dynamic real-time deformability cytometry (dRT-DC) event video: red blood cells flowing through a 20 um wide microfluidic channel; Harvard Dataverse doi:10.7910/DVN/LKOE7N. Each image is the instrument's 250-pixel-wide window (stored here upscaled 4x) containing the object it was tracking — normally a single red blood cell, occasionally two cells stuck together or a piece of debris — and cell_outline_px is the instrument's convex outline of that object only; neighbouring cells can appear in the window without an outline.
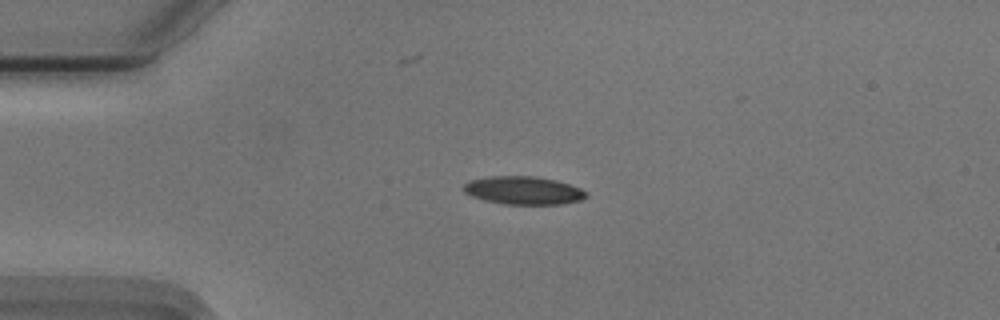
{"species": "Egyptian fruit bat (a non-hibernating species)", "species_latin": "Rousettus aegyptiacus", "temperature_condition": "cold", "stored_images_in_passage": 54, "camera_frame_rate_fps": 3000, "um_per_image_px": 0.085, "animal": {"sex": "male"}, "frame": {"image": 1, "passage_image": 12, "time_ms": 3.667, "image_size_px": [1000, 320], "cell_outline_px": [[588, 196], [580, 200], [560, 204], [504, 204], [484, 200], [472, 196], [464, 192], [464, 184], [468, 180], [492, 176], [532, 176], [556, 180], [580, 188], [588, 192]], "centroid_in_image_um": [44.49, 16.18], "position_along_channel_um": 40.5, "area_um2": 20.0}}
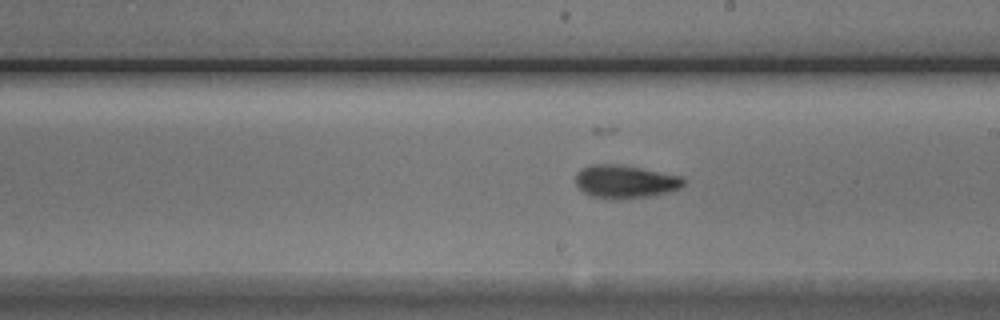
{"frame": {"image": 2, "passage_image": 30, "time_ms": 9.667, "image_size_px": [1000, 320], "cell_outline_px": [[684, 184], [680, 188], [668, 192], [648, 196], [620, 200], [592, 196], [584, 192], [576, 184], [576, 172], [592, 164], [616, 164], [640, 168], [684, 176]], "centroid_in_image_um": [53.16, 15.44], "position_along_channel_um": 235.8, "area_um2": 20.75}}
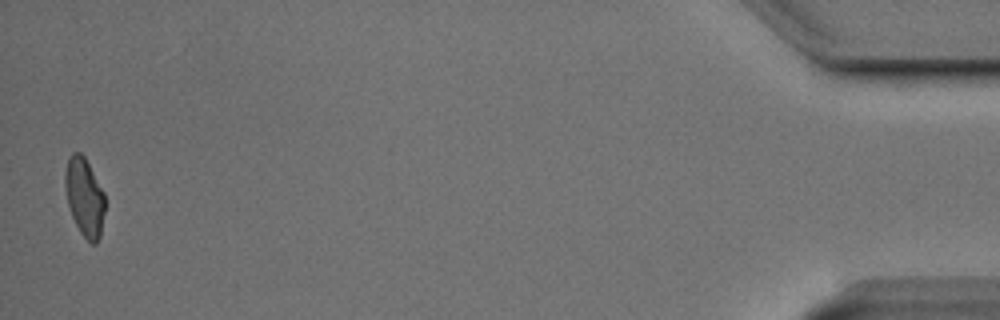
{"frame": {"image": 3, "passage_image": 53, "time_ms": 17.333, "image_size_px": [1000, 320], "cell_outline_px": [[104, 212], [100, 236], [96, 244], [92, 244], [80, 232], [72, 216], [68, 204], [64, 184], [64, 172], [68, 156], [72, 152], [80, 152], [84, 156], [104, 192]], "centroid_in_image_um": [7.16, 16.72], "position_along_channel_um": 428.0, "area_um2": 18.15}, "authors_computed_cell_mechanics": {"area_um2": 19.4786, "velocity_mm_per_s": 3.7269, "shape_relaxation_time_tau1_ms": 7.0599, "shape_relaxation_time_tau2_ms": 2.6007, "deformation_change_tau1": 0.1815, "deformation_change_tau2": 0.0942}}